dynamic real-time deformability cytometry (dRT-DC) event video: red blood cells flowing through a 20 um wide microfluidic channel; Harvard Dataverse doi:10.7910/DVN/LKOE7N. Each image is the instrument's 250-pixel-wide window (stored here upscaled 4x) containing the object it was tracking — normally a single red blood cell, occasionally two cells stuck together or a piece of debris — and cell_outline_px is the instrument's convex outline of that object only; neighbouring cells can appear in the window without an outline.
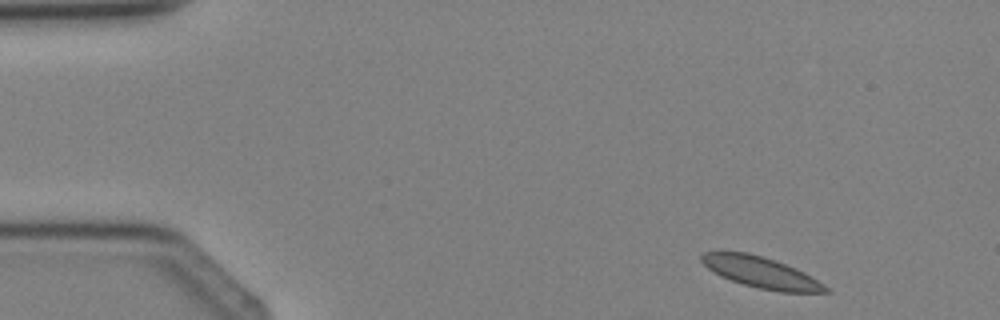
{"species": "Egyptian fruit bat (a non-hibernating species)", "species_latin": "Rousettus aegyptiacus", "temperature_condition": "cold", "stored_images_in_passage": 3, "camera_frame_rate_fps": 3000, "um_per_image_px": 0.085, "animal": {"sex": "female"}, "frame": {"image": 1, "passage_image": 1, "time_ms": 0.0, "image_size_px": [1000, 320], "cell_outline_px": [[832, 292], [780, 292], [760, 288], [744, 284], [720, 276], [708, 268], [700, 260], [700, 256], [704, 252], [720, 248], [748, 252], [764, 256], [796, 268], [804, 272], [824, 284]], "centroid_in_image_um": [64.61, 23.1], "position_along_channel_um": 20.4, "area_um2": 22.89}}